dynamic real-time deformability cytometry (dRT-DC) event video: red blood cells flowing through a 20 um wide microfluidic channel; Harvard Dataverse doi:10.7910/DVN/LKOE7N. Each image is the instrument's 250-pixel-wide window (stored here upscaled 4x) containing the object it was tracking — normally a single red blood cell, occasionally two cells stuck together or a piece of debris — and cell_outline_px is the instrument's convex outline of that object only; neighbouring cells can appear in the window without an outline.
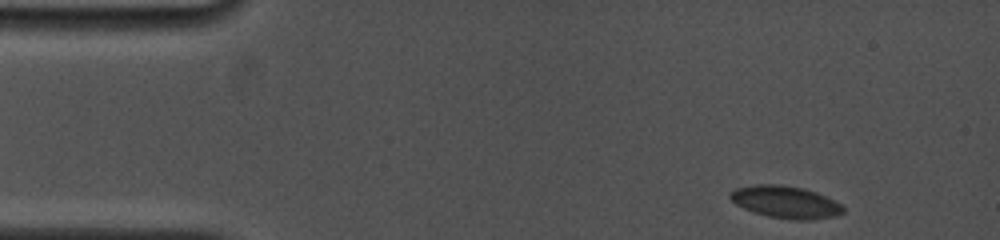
{"species": "common noctule bat (a hibernating species)", "species_latin": "Nyctalus noctula", "temperature_condition": "cold", "stored_images_in_passage": 54, "camera_frame_rate_fps": 5000, "um_per_image_px": 0.085, "animal": {"sex": "female", "body_mass_g": 19.0, "forearm_length_mm": 53.3}, "frame": {"image": 1, "passage_image": 1, "time_ms": 0.0, "image_size_px": [1000, 240], "cell_outline_px": [[844, 212], [836, 216], [812, 220], [796, 220], [768, 216], [744, 208], [736, 204], [728, 196], [736, 188], [756, 184], [780, 184], [804, 188], [816, 192], [840, 204], [844, 208]], "centroid_in_image_um": [66.79, 17.17], "position_along_channel_um": 18.2, "area_um2": 21.04}}
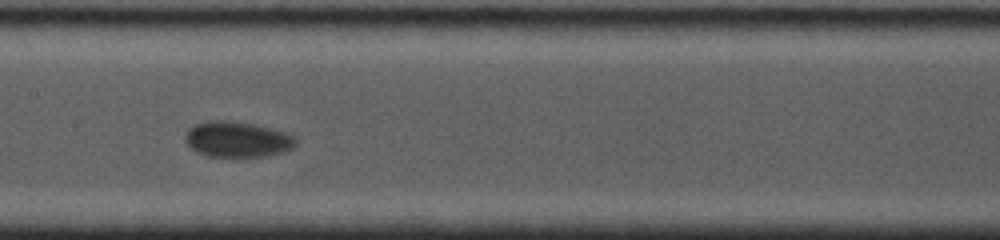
{"frame": {"image": 2, "passage_image": 24, "time_ms": 7.0, "image_size_px": [1000, 240], "cell_outline_px": [[296, 144], [292, 148], [284, 152], [264, 156], [208, 156], [196, 152], [184, 140], [184, 136], [188, 128], [196, 124], [208, 120], [228, 120], [252, 124], [284, 132], [296, 136]], "centroid_in_image_um": [20.15, 11.84], "position_along_channel_um": 187.3, "area_um2": 22.89}}
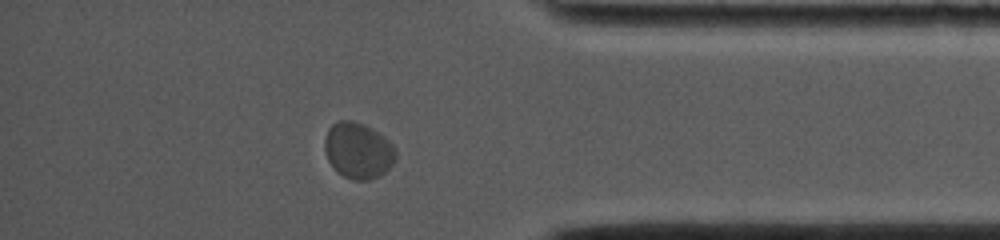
{"frame": {"image": 3, "passage_image": 46, "time_ms": 13.2, "image_size_px": [1000, 240], "cell_outline_px": [[396, 156], [392, 164], [384, 172], [368, 180], [352, 180], [344, 176], [328, 160], [324, 148], [324, 140], [328, 128], [332, 124], [340, 120], [352, 120], [364, 124], [372, 128], [384, 136], [396, 148]], "centroid_in_image_um": [30.44, 12.76], "position_along_channel_um": 404.8, "area_um2": 23.06}, "authors_computed_cell_mechanics": {"area_um2": 21.9062, "velocity_mm_per_s": 3.6341, "shape_relaxation_time_tau1_ms": 6.7941, "shape_relaxation_time_tau2_ms": null, "deformation_change_tau1": 0.0998, "deformation_change_tau2": null}}